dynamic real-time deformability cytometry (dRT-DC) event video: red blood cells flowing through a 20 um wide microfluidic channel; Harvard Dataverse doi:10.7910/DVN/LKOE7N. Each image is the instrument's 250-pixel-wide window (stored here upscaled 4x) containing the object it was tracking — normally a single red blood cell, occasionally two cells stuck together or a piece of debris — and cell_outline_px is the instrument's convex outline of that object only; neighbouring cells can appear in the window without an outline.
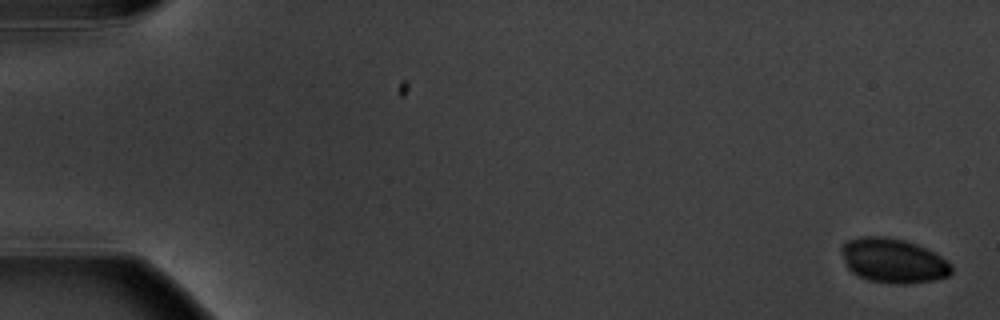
{"species": "common noctule bat (a hibernating species)", "species_latin": "Nyctalus noctula", "temperature_condition": "warm", "stored_images_in_passage": 5, "camera_frame_rate_fps": 3000, "um_per_image_px": 0.085, "animal": {"sex": "male", "body_mass_g": 20.1, "forearm_length_mm": 53.5}, "frame": {"image": 1, "passage_image": 1, "time_ms": 0.0, "image_size_px": [1000, 320], "cell_outline_px": [[952, 272], [948, 276], [932, 280], [904, 284], [892, 284], [868, 280], [852, 272], [848, 268], [840, 252], [840, 248], [848, 240], [864, 236], [884, 236], [904, 240], [916, 244], [940, 256], [952, 264]], "centroid_in_image_um": [75.91, 22.16], "position_along_channel_um": 9.1, "area_um2": 28.38}}